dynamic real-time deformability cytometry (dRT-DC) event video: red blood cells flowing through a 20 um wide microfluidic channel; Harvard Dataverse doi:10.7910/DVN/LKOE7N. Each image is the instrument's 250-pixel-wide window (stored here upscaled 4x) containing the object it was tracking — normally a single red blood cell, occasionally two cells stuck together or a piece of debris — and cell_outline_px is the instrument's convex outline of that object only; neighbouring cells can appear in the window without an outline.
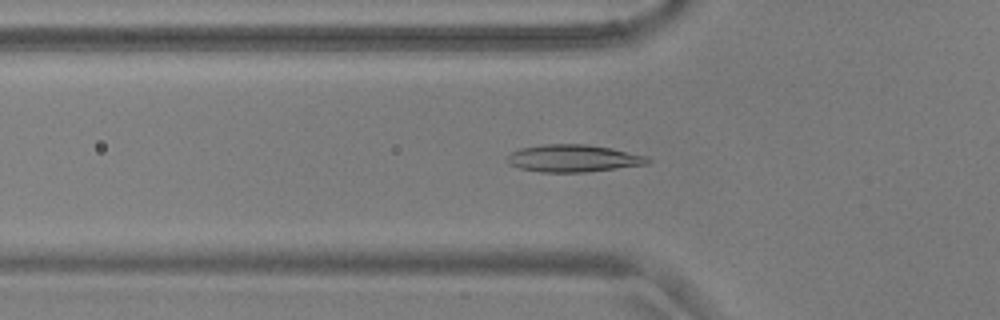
{"species": "common noctule bat (a hibernating species)", "species_latin": "Nyctalus noctula", "temperature_condition": "warm", "stored_images_in_passage": 55, "camera_frame_rate_fps": 3000, "um_per_image_px": 0.085, "animal": {"sex": "male", "body_mass_g": 17.9, "forearm_length_mm": 54.2}, "frame": {"image": 1, "passage_image": 19, "time_ms": 6.0, "image_size_px": [1000, 320], "cell_outline_px": [[652, 160], [648, 164], [584, 172], [540, 172], [520, 168], [508, 164], [508, 156], [512, 152], [520, 148], [544, 144], [588, 144], [612, 148], [648, 156]], "centroid_in_image_um": [48.76, 13.45], "position_along_channel_um": 77.0, "area_um2": 22.37}}
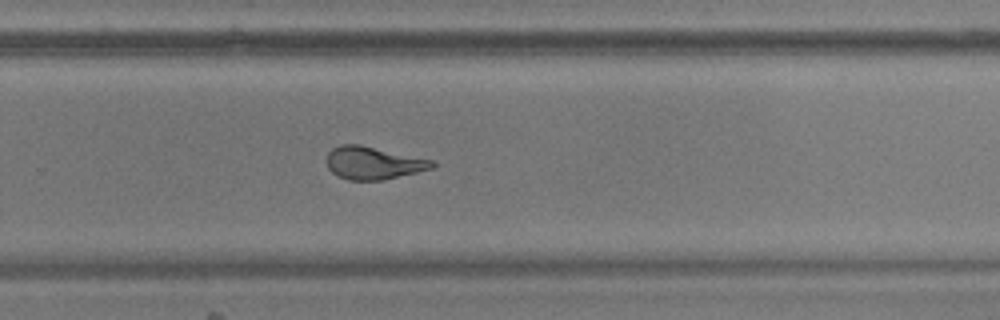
{"frame": {"image": 2, "passage_image": 37, "time_ms": 12.0, "image_size_px": [1000, 320], "cell_outline_px": [[436, 164], [432, 168], [384, 180], [348, 180], [336, 176], [328, 168], [328, 152], [332, 148], [340, 144], [360, 144], [436, 160]], "centroid_in_image_um": [31.75, 13.84], "position_along_channel_um": 298.1, "area_um2": 20.29}}
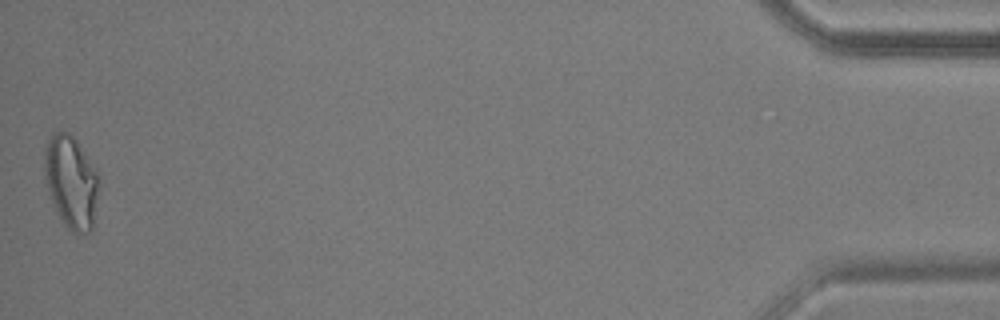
{"frame": {"image": 3, "passage_image": 55, "time_ms": 18.0, "image_size_px": [1000, 320], "cell_outline_px": [[100, 188], [92, 228], [88, 232], [76, 236], [60, 220], [52, 200], [44, 176], [44, 148], [48, 140], [56, 132], [68, 132], [76, 140], [96, 172], [100, 184]], "centroid_in_image_um": [6.05, 15.52], "position_along_channel_um": 429.2, "area_um2": 29.3}, "authors_computed_cell_mechanics": {"area_um2": 20.9236, "velocity_mm_per_s": 3.6705, "shape_relaxation_time_tau1_ms": 9.3974, "shape_relaxation_time_tau2_ms": 0.8161, "deformation_change_tau1": 0.2635, "deformation_change_tau2": 0.0678}}